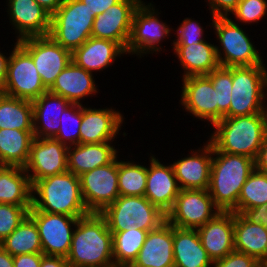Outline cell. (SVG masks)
I'll list each match as a JSON object with an SVG mask.
<instances>
[{
  "label": "cell",
  "instance_id": "obj_19",
  "mask_svg": "<svg viewBox=\"0 0 267 267\" xmlns=\"http://www.w3.org/2000/svg\"><path fill=\"white\" fill-rule=\"evenodd\" d=\"M142 1L120 0L104 13L98 14L92 25L91 37L115 41L126 51L133 14Z\"/></svg>",
  "mask_w": 267,
  "mask_h": 267
},
{
  "label": "cell",
  "instance_id": "obj_42",
  "mask_svg": "<svg viewBox=\"0 0 267 267\" xmlns=\"http://www.w3.org/2000/svg\"><path fill=\"white\" fill-rule=\"evenodd\" d=\"M200 20H195V18L186 17L180 22L177 26V29L172 33L176 38H173L171 41V46L173 45H190L196 44L206 40L204 32L206 29L202 23L198 22ZM202 25V26H201Z\"/></svg>",
  "mask_w": 267,
  "mask_h": 267
},
{
  "label": "cell",
  "instance_id": "obj_44",
  "mask_svg": "<svg viewBox=\"0 0 267 267\" xmlns=\"http://www.w3.org/2000/svg\"><path fill=\"white\" fill-rule=\"evenodd\" d=\"M214 17H228L240 0H204Z\"/></svg>",
  "mask_w": 267,
  "mask_h": 267
},
{
  "label": "cell",
  "instance_id": "obj_14",
  "mask_svg": "<svg viewBox=\"0 0 267 267\" xmlns=\"http://www.w3.org/2000/svg\"><path fill=\"white\" fill-rule=\"evenodd\" d=\"M81 194L90 213H100L120 195L118 189V156L109 164L83 173Z\"/></svg>",
  "mask_w": 267,
  "mask_h": 267
},
{
  "label": "cell",
  "instance_id": "obj_11",
  "mask_svg": "<svg viewBox=\"0 0 267 267\" xmlns=\"http://www.w3.org/2000/svg\"><path fill=\"white\" fill-rule=\"evenodd\" d=\"M219 212L208 189H183L166 214V220L175 227L197 229Z\"/></svg>",
  "mask_w": 267,
  "mask_h": 267
},
{
  "label": "cell",
  "instance_id": "obj_49",
  "mask_svg": "<svg viewBox=\"0 0 267 267\" xmlns=\"http://www.w3.org/2000/svg\"><path fill=\"white\" fill-rule=\"evenodd\" d=\"M2 51L3 50H1V48H0V89L4 85L6 77H7L8 61H9V58L11 55L10 50H9V54H8V52L4 53Z\"/></svg>",
  "mask_w": 267,
  "mask_h": 267
},
{
  "label": "cell",
  "instance_id": "obj_51",
  "mask_svg": "<svg viewBox=\"0 0 267 267\" xmlns=\"http://www.w3.org/2000/svg\"><path fill=\"white\" fill-rule=\"evenodd\" d=\"M0 267H14L13 256L0 245Z\"/></svg>",
  "mask_w": 267,
  "mask_h": 267
},
{
  "label": "cell",
  "instance_id": "obj_2",
  "mask_svg": "<svg viewBox=\"0 0 267 267\" xmlns=\"http://www.w3.org/2000/svg\"><path fill=\"white\" fill-rule=\"evenodd\" d=\"M212 130L207 140L217 151L255 160L267 134V113L223 117Z\"/></svg>",
  "mask_w": 267,
  "mask_h": 267
},
{
  "label": "cell",
  "instance_id": "obj_43",
  "mask_svg": "<svg viewBox=\"0 0 267 267\" xmlns=\"http://www.w3.org/2000/svg\"><path fill=\"white\" fill-rule=\"evenodd\" d=\"M212 267H262V264L254 257L234 250L224 258L213 261Z\"/></svg>",
  "mask_w": 267,
  "mask_h": 267
},
{
  "label": "cell",
  "instance_id": "obj_50",
  "mask_svg": "<svg viewBox=\"0 0 267 267\" xmlns=\"http://www.w3.org/2000/svg\"><path fill=\"white\" fill-rule=\"evenodd\" d=\"M40 6L49 12L50 15L54 14L64 0H35Z\"/></svg>",
  "mask_w": 267,
  "mask_h": 267
},
{
  "label": "cell",
  "instance_id": "obj_22",
  "mask_svg": "<svg viewBox=\"0 0 267 267\" xmlns=\"http://www.w3.org/2000/svg\"><path fill=\"white\" fill-rule=\"evenodd\" d=\"M234 249L267 263V228L260 215L234 213Z\"/></svg>",
  "mask_w": 267,
  "mask_h": 267
},
{
  "label": "cell",
  "instance_id": "obj_20",
  "mask_svg": "<svg viewBox=\"0 0 267 267\" xmlns=\"http://www.w3.org/2000/svg\"><path fill=\"white\" fill-rule=\"evenodd\" d=\"M182 156L171 163L180 190H207L210 185L213 145L208 140L203 141L202 147L191 148L187 156Z\"/></svg>",
  "mask_w": 267,
  "mask_h": 267
},
{
  "label": "cell",
  "instance_id": "obj_41",
  "mask_svg": "<svg viewBox=\"0 0 267 267\" xmlns=\"http://www.w3.org/2000/svg\"><path fill=\"white\" fill-rule=\"evenodd\" d=\"M32 205L0 203V242L8 237L29 215Z\"/></svg>",
  "mask_w": 267,
  "mask_h": 267
},
{
  "label": "cell",
  "instance_id": "obj_35",
  "mask_svg": "<svg viewBox=\"0 0 267 267\" xmlns=\"http://www.w3.org/2000/svg\"><path fill=\"white\" fill-rule=\"evenodd\" d=\"M0 245L13 257L21 254L43 253L35 221L28 215Z\"/></svg>",
  "mask_w": 267,
  "mask_h": 267
},
{
  "label": "cell",
  "instance_id": "obj_27",
  "mask_svg": "<svg viewBox=\"0 0 267 267\" xmlns=\"http://www.w3.org/2000/svg\"><path fill=\"white\" fill-rule=\"evenodd\" d=\"M204 40L190 45H173L172 51L181 66L182 79L189 76L208 75L220 66L215 43Z\"/></svg>",
  "mask_w": 267,
  "mask_h": 267
},
{
  "label": "cell",
  "instance_id": "obj_36",
  "mask_svg": "<svg viewBox=\"0 0 267 267\" xmlns=\"http://www.w3.org/2000/svg\"><path fill=\"white\" fill-rule=\"evenodd\" d=\"M111 233L115 267L131 265L137 258L148 231L133 226L130 230Z\"/></svg>",
  "mask_w": 267,
  "mask_h": 267
},
{
  "label": "cell",
  "instance_id": "obj_40",
  "mask_svg": "<svg viewBox=\"0 0 267 267\" xmlns=\"http://www.w3.org/2000/svg\"><path fill=\"white\" fill-rule=\"evenodd\" d=\"M228 17L243 26H251L254 23L259 25L261 20H267V0H240Z\"/></svg>",
  "mask_w": 267,
  "mask_h": 267
},
{
  "label": "cell",
  "instance_id": "obj_32",
  "mask_svg": "<svg viewBox=\"0 0 267 267\" xmlns=\"http://www.w3.org/2000/svg\"><path fill=\"white\" fill-rule=\"evenodd\" d=\"M33 130L0 129V162L24 168L34 140Z\"/></svg>",
  "mask_w": 267,
  "mask_h": 267
},
{
  "label": "cell",
  "instance_id": "obj_8",
  "mask_svg": "<svg viewBox=\"0 0 267 267\" xmlns=\"http://www.w3.org/2000/svg\"><path fill=\"white\" fill-rule=\"evenodd\" d=\"M111 232L138 229L151 231L166 221V214L145 196H119L99 213Z\"/></svg>",
  "mask_w": 267,
  "mask_h": 267
},
{
  "label": "cell",
  "instance_id": "obj_53",
  "mask_svg": "<svg viewBox=\"0 0 267 267\" xmlns=\"http://www.w3.org/2000/svg\"><path fill=\"white\" fill-rule=\"evenodd\" d=\"M262 267H267V263H264V264L262 265Z\"/></svg>",
  "mask_w": 267,
  "mask_h": 267
},
{
  "label": "cell",
  "instance_id": "obj_28",
  "mask_svg": "<svg viewBox=\"0 0 267 267\" xmlns=\"http://www.w3.org/2000/svg\"><path fill=\"white\" fill-rule=\"evenodd\" d=\"M113 142L77 144L67 149L68 171L76 176L111 163L120 153Z\"/></svg>",
  "mask_w": 267,
  "mask_h": 267
},
{
  "label": "cell",
  "instance_id": "obj_4",
  "mask_svg": "<svg viewBox=\"0 0 267 267\" xmlns=\"http://www.w3.org/2000/svg\"><path fill=\"white\" fill-rule=\"evenodd\" d=\"M31 208L77 218L90 214L82 198L80 178L68 170L32 184Z\"/></svg>",
  "mask_w": 267,
  "mask_h": 267
},
{
  "label": "cell",
  "instance_id": "obj_24",
  "mask_svg": "<svg viewBox=\"0 0 267 267\" xmlns=\"http://www.w3.org/2000/svg\"><path fill=\"white\" fill-rule=\"evenodd\" d=\"M121 56L127 55L117 42L90 37L72 52V61L78 67L97 76L98 72H104L108 67H112L117 59H122Z\"/></svg>",
  "mask_w": 267,
  "mask_h": 267
},
{
  "label": "cell",
  "instance_id": "obj_21",
  "mask_svg": "<svg viewBox=\"0 0 267 267\" xmlns=\"http://www.w3.org/2000/svg\"><path fill=\"white\" fill-rule=\"evenodd\" d=\"M147 155L149 163L147 164V182L144 196L154 206L167 214L172 209L180 191L173 167L171 162L161 163L162 161L155 153L150 152Z\"/></svg>",
  "mask_w": 267,
  "mask_h": 267
},
{
  "label": "cell",
  "instance_id": "obj_45",
  "mask_svg": "<svg viewBox=\"0 0 267 267\" xmlns=\"http://www.w3.org/2000/svg\"><path fill=\"white\" fill-rule=\"evenodd\" d=\"M43 256V253H29L14 256V267H40Z\"/></svg>",
  "mask_w": 267,
  "mask_h": 267
},
{
  "label": "cell",
  "instance_id": "obj_9",
  "mask_svg": "<svg viewBox=\"0 0 267 267\" xmlns=\"http://www.w3.org/2000/svg\"><path fill=\"white\" fill-rule=\"evenodd\" d=\"M96 15L81 0H64L51 15L49 36L73 52L91 37Z\"/></svg>",
  "mask_w": 267,
  "mask_h": 267
},
{
  "label": "cell",
  "instance_id": "obj_1",
  "mask_svg": "<svg viewBox=\"0 0 267 267\" xmlns=\"http://www.w3.org/2000/svg\"><path fill=\"white\" fill-rule=\"evenodd\" d=\"M66 259L69 267H115L112 233L99 213L78 219Z\"/></svg>",
  "mask_w": 267,
  "mask_h": 267
},
{
  "label": "cell",
  "instance_id": "obj_7",
  "mask_svg": "<svg viewBox=\"0 0 267 267\" xmlns=\"http://www.w3.org/2000/svg\"><path fill=\"white\" fill-rule=\"evenodd\" d=\"M267 113V66L232 67L229 111L224 117Z\"/></svg>",
  "mask_w": 267,
  "mask_h": 267
},
{
  "label": "cell",
  "instance_id": "obj_26",
  "mask_svg": "<svg viewBox=\"0 0 267 267\" xmlns=\"http://www.w3.org/2000/svg\"><path fill=\"white\" fill-rule=\"evenodd\" d=\"M131 267H174L173 225L167 220L148 232Z\"/></svg>",
  "mask_w": 267,
  "mask_h": 267
},
{
  "label": "cell",
  "instance_id": "obj_47",
  "mask_svg": "<svg viewBox=\"0 0 267 267\" xmlns=\"http://www.w3.org/2000/svg\"><path fill=\"white\" fill-rule=\"evenodd\" d=\"M255 169L257 171L267 173V134L264 137L258 155L255 159Z\"/></svg>",
  "mask_w": 267,
  "mask_h": 267
},
{
  "label": "cell",
  "instance_id": "obj_34",
  "mask_svg": "<svg viewBox=\"0 0 267 267\" xmlns=\"http://www.w3.org/2000/svg\"><path fill=\"white\" fill-rule=\"evenodd\" d=\"M33 130L32 101L0 92V129Z\"/></svg>",
  "mask_w": 267,
  "mask_h": 267
},
{
  "label": "cell",
  "instance_id": "obj_6",
  "mask_svg": "<svg viewBox=\"0 0 267 267\" xmlns=\"http://www.w3.org/2000/svg\"><path fill=\"white\" fill-rule=\"evenodd\" d=\"M153 3V1L143 0L133 14L131 32L125 51L128 56L133 55L140 59L149 54L152 56L162 54L161 52L166 51V48L162 47L163 42L173 38L172 26L160 19L161 10L159 12V8L157 9Z\"/></svg>",
  "mask_w": 267,
  "mask_h": 267
},
{
  "label": "cell",
  "instance_id": "obj_33",
  "mask_svg": "<svg viewBox=\"0 0 267 267\" xmlns=\"http://www.w3.org/2000/svg\"><path fill=\"white\" fill-rule=\"evenodd\" d=\"M266 207L267 173L255 169L242 186L237 206L232 212L259 215Z\"/></svg>",
  "mask_w": 267,
  "mask_h": 267
},
{
  "label": "cell",
  "instance_id": "obj_39",
  "mask_svg": "<svg viewBox=\"0 0 267 267\" xmlns=\"http://www.w3.org/2000/svg\"><path fill=\"white\" fill-rule=\"evenodd\" d=\"M206 76L217 90L218 121H220L230 108L232 67L219 66Z\"/></svg>",
  "mask_w": 267,
  "mask_h": 267
},
{
  "label": "cell",
  "instance_id": "obj_5",
  "mask_svg": "<svg viewBox=\"0 0 267 267\" xmlns=\"http://www.w3.org/2000/svg\"><path fill=\"white\" fill-rule=\"evenodd\" d=\"M207 27L213 29L216 36V53L220 66L240 67L264 64L263 52L256 47L251 35L246 33V28L241 24L233 22L229 17H214L211 15ZM251 38H250V37ZM263 54V55H261Z\"/></svg>",
  "mask_w": 267,
  "mask_h": 267
},
{
  "label": "cell",
  "instance_id": "obj_3",
  "mask_svg": "<svg viewBox=\"0 0 267 267\" xmlns=\"http://www.w3.org/2000/svg\"><path fill=\"white\" fill-rule=\"evenodd\" d=\"M255 170V160L243 155L228 154L213 147L209 194L222 212H232L242 186Z\"/></svg>",
  "mask_w": 267,
  "mask_h": 267
},
{
  "label": "cell",
  "instance_id": "obj_31",
  "mask_svg": "<svg viewBox=\"0 0 267 267\" xmlns=\"http://www.w3.org/2000/svg\"><path fill=\"white\" fill-rule=\"evenodd\" d=\"M0 203L32 205V184L24 168L18 166L0 168Z\"/></svg>",
  "mask_w": 267,
  "mask_h": 267
},
{
  "label": "cell",
  "instance_id": "obj_23",
  "mask_svg": "<svg viewBox=\"0 0 267 267\" xmlns=\"http://www.w3.org/2000/svg\"><path fill=\"white\" fill-rule=\"evenodd\" d=\"M94 74L78 67L71 61L57 76L48 91L60 95L71 104L84 105L88 97L100 93ZM86 98V99H85Z\"/></svg>",
  "mask_w": 267,
  "mask_h": 267
},
{
  "label": "cell",
  "instance_id": "obj_48",
  "mask_svg": "<svg viewBox=\"0 0 267 267\" xmlns=\"http://www.w3.org/2000/svg\"><path fill=\"white\" fill-rule=\"evenodd\" d=\"M40 267H69V264L65 257L44 255Z\"/></svg>",
  "mask_w": 267,
  "mask_h": 267
},
{
  "label": "cell",
  "instance_id": "obj_30",
  "mask_svg": "<svg viewBox=\"0 0 267 267\" xmlns=\"http://www.w3.org/2000/svg\"><path fill=\"white\" fill-rule=\"evenodd\" d=\"M174 267H212L196 229L173 226Z\"/></svg>",
  "mask_w": 267,
  "mask_h": 267
},
{
  "label": "cell",
  "instance_id": "obj_38",
  "mask_svg": "<svg viewBox=\"0 0 267 267\" xmlns=\"http://www.w3.org/2000/svg\"><path fill=\"white\" fill-rule=\"evenodd\" d=\"M82 121V105L71 104L61 114L60 128L53 139L70 147L80 144V125Z\"/></svg>",
  "mask_w": 267,
  "mask_h": 267
},
{
  "label": "cell",
  "instance_id": "obj_29",
  "mask_svg": "<svg viewBox=\"0 0 267 267\" xmlns=\"http://www.w3.org/2000/svg\"><path fill=\"white\" fill-rule=\"evenodd\" d=\"M71 103L60 95L46 91L32 101L35 138H53L60 128V117Z\"/></svg>",
  "mask_w": 267,
  "mask_h": 267
},
{
  "label": "cell",
  "instance_id": "obj_13",
  "mask_svg": "<svg viewBox=\"0 0 267 267\" xmlns=\"http://www.w3.org/2000/svg\"><path fill=\"white\" fill-rule=\"evenodd\" d=\"M29 216L35 221L43 254L46 256L67 257L74 229L79 218L63 214H52L29 210Z\"/></svg>",
  "mask_w": 267,
  "mask_h": 267
},
{
  "label": "cell",
  "instance_id": "obj_12",
  "mask_svg": "<svg viewBox=\"0 0 267 267\" xmlns=\"http://www.w3.org/2000/svg\"><path fill=\"white\" fill-rule=\"evenodd\" d=\"M17 43L32 57L37 72L47 89L72 61V52L56 43L49 35L28 37Z\"/></svg>",
  "mask_w": 267,
  "mask_h": 267
},
{
  "label": "cell",
  "instance_id": "obj_17",
  "mask_svg": "<svg viewBox=\"0 0 267 267\" xmlns=\"http://www.w3.org/2000/svg\"><path fill=\"white\" fill-rule=\"evenodd\" d=\"M67 149V146L53 138H34L28 162L24 167L31 184L36 180L66 172Z\"/></svg>",
  "mask_w": 267,
  "mask_h": 267
},
{
  "label": "cell",
  "instance_id": "obj_10",
  "mask_svg": "<svg viewBox=\"0 0 267 267\" xmlns=\"http://www.w3.org/2000/svg\"><path fill=\"white\" fill-rule=\"evenodd\" d=\"M13 44L8 61L7 77L0 92L11 97L33 101L48 89L44 86L32 57L17 41Z\"/></svg>",
  "mask_w": 267,
  "mask_h": 267
},
{
  "label": "cell",
  "instance_id": "obj_25",
  "mask_svg": "<svg viewBox=\"0 0 267 267\" xmlns=\"http://www.w3.org/2000/svg\"><path fill=\"white\" fill-rule=\"evenodd\" d=\"M209 258L216 261L234 251V212H219L196 229Z\"/></svg>",
  "mask_w": 267,
  "mask_h": 267
},
{
  "label": "cell",
  "instance_id": "obj_15",
  "mask_svg": "<svg viewBox=\"0 0 267 267\" xmlns=\"http://www.w3.org/2000/svg\"><path fill=\"white\" fill-rule=\"evenodd\" d=\"M179 104L186 114L196 120L208 122L211 127L218 122L217 90L206 75L181 79Z\"/></svg>",
  "mask_w": 267,
  "mask_h": 267
},
{
  "label": "cell",
  "instance_id": "obj_37",
  "mask_svg": "<svg viewBox=\"0 0 267 267\" xmlns=\"http://www.w3.org/2000/svg\"><path fill=\"white\" fill-rule=\"evenodd\" d=\"M118 155V189L120 196H144L147 182L146 163L131 158L120 159ZM126 160V161H125Z\"/></svg>",
  "mask_w": 267,
  "mask_h": 267
},
{
  "label": "cell",
  "instance_id": "obj_18",
  "mask_svg": "<svg viewBox=\"0 0 267 267\" xmlns=\"http://www.w3.org/2000/svg\"><path fill=\"white\" fill-rule=\"evenodd\" d=\"M5 4L9 26L12 25L15 31V41L49 35L51 15L35 0H6Z\"/></svg>",
  "mask_w": 267,
  "mask_h": 267
},
{
  "label": "cell",
  "instance_id": "obj_46",
  "mask_svg": "<svg viewBox=\"0 0 267 267\" xmlns=\"http://www.w3.org/2000/svg\"><path fill=\"white\" fill-rule=\"evenodd\" d=\"M84 4L87 5V8L98 14L104 13L107 9H109L112 5H115L120 0H81Z\"/></svg>",
  "mask_w": 267,
  "mask_h": 267
},
{
  "label": "cell",
  "instance_id": "obj_16",
  "mask_svg": "<svg viewBox=\"0 0 267 267\" xmlns=\"http://www.w3.org/2000/svg\"><path fill=\"white\" fill-rule=\"evenodd\" d=\"M82 105V121L80 125V144L89 143H117L118 136L126 137L128 133L120 131L124 129L125 116L114 107H97ZM123 126V127H122ZM121 132V133H119ZM116 141V142H115Z\"/></svg>",
  "mask_w": 267,
  "mask_h": 267
},
{
  "label": "cell",
  "instance_id": "obj_52",
  "mask_svg": "<svg viewBox=\"0 0 267 267\" xmlns=\"http://www.w3.org/2000/svg\"><path fill=\"white\" fill-rule=\"evenodd\" d=\"M263 221L265 222L267 228V207L259 214Z\"/></svg>",
  "mask_w": 267,
  "mask_h": 267
}]
</instances>
